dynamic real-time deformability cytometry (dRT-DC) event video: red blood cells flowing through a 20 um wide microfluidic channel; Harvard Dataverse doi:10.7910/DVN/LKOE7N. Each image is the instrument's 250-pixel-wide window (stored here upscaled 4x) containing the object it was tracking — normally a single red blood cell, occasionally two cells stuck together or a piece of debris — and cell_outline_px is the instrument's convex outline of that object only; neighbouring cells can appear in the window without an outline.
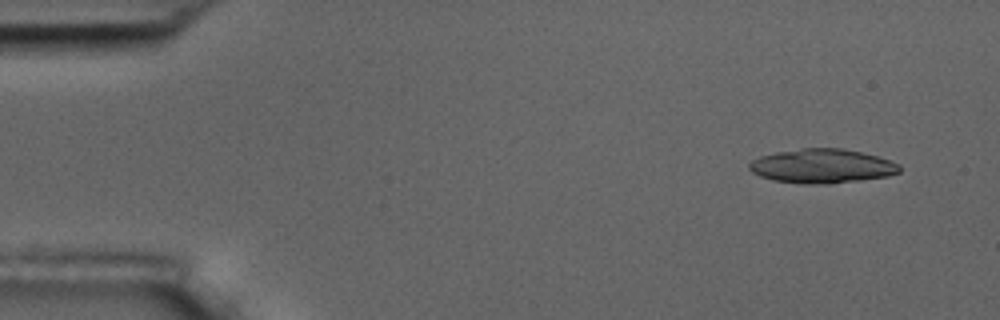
{"species": "common noctule bat (a hibernating species)", "species_latin": "Nyctalus noctula", "temperature_condition": "room temperature", "stored_images_in_passage": 7, "camera_frame_rate_fps": 3000, "um_per_image_px": 0.085, "animal": {"sex": "male", "body_mass_g": 17.5, "forearm_length_mm": 52.3}, "frame": {"image": 1, "passage_image": 1, "time_ms": 0.0, "image_size_px": [1000, 320], "cell_outline_px": [[900, 172], [888, 176], [860, 180], [824, 184], [804, 184], [772, 180], [760, 176], [752, 172], [748, 168], [748, 164], [752, 160], [760, 156], [776, 152], [800, 148], [844, 148], [876, 156], [900, 164]], "centroid_in_image_um": [69.85, 14.11], "position_along_channel_um": 15.2, "area_um2": 29.94}}